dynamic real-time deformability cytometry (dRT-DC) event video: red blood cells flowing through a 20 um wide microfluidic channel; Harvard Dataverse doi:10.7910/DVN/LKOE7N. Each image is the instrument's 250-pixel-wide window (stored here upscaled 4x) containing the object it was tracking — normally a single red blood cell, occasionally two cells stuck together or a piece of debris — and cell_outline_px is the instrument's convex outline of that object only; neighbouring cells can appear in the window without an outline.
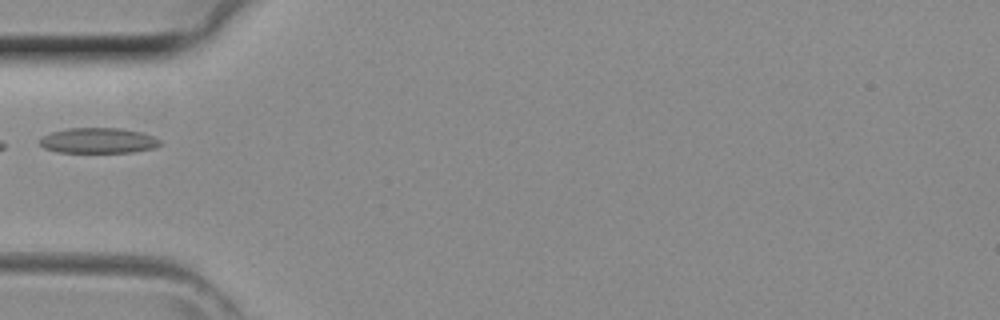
{"species": "common noctule bat (a hibernating species)", "species_latin": "Nyctalus noctula", "temperature_condition": "room temperature", "stored_images_in_passage": 28, "camera_frame_rate_fps": 3000, "um_per_image_px": 0.085, "animal": {"sex": "female", "body_mass_g": 29.2, "forearm_length_mm": 56.3}, "frame": {"image": 1, "passage_image": 1, "time_ms": 0.0, "image_size_px": [1000, 320], "cell_outline_px": [[164, 144], [156, 148], [132, 152], [56, 152], [44, 148], [40, 144], [40, 140], [44, 136], [52, 132], [68, 128], [120, 128], [140, 132], [152, 136], [160, 140]], "centroid_in_image_um": [8.39, 11.95], "position_along_channel_um": 76.6, "area_um2": 17.8}}
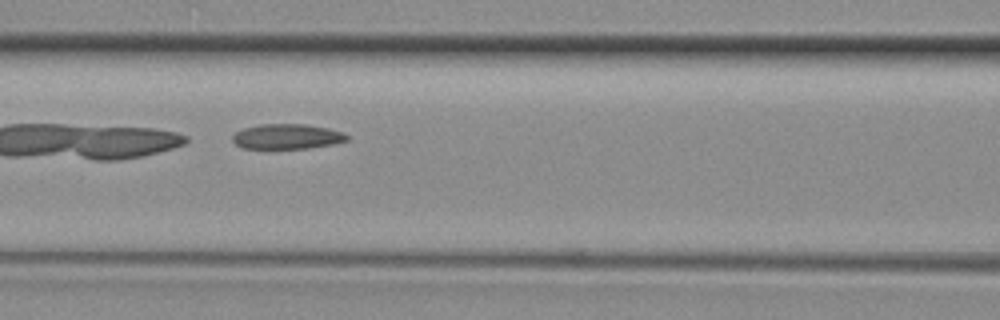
{"frame": {"image": 2, "passage_image": 5, "time_ms": 1.333, "image_size_px": [1000, 320], "cell_outline_px": [[348, 140], [332, 144], [308, 148], [244, 148], [236, 144], [232, 140], [232, 136], [236, 132], [244, 128], [260, 124], [304, 124], [328, 128], [344, 132], [348, 136]], "centroid_in_image_um": [24.41, 11.59], "position_along_channel_um": 142.2, "area_um2": 16.59}}
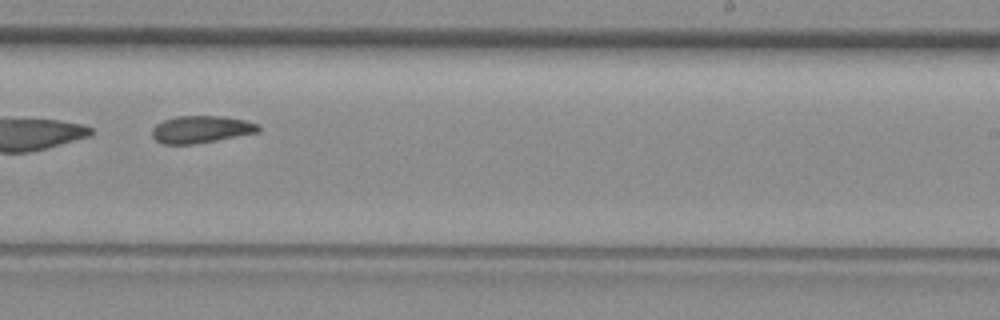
{"frame": {"image": 3, "passage_image": 13, "time_ms": 4.0, "image_size_px": [1000, 320], "cell_outline_px": [[260, 132], [216, 140], [192, 144], [164, 144], [156, 140], [152, 136], [152, 128], [156, 124], [164, 120], [176, 116], [224, 116], [244, 120], [256, 124], [260, 128]], "centroid_in_image_um": [17.07, 10.99], "position_along_channel_um": 271.9, "area_um2": 16.76}}